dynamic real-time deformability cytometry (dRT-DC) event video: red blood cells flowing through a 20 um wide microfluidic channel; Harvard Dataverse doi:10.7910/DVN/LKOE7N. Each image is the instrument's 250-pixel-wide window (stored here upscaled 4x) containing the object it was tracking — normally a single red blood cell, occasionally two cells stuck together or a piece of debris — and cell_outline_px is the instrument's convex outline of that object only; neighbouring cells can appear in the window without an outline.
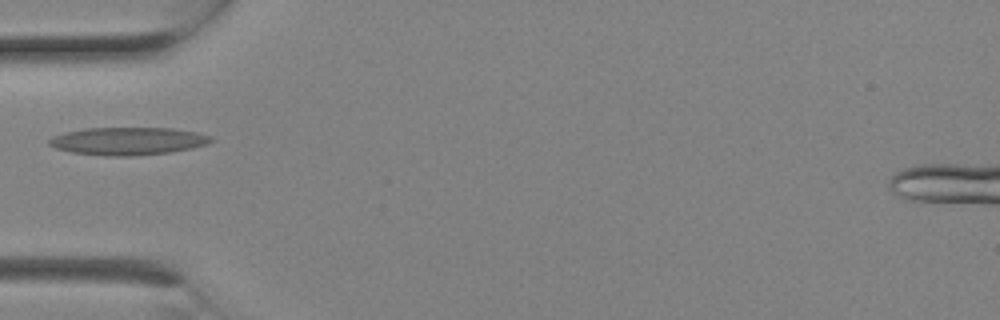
{"species": "Egyptian fruit bat (a non-hibernating species)", "species_latin": "Rousettus aegyptiacus", "temperature_condition": "room temperature", "stored_images_in_passage": 2, "camera_frame_rate_fps": 3000, "um_per_image_px": 0.085, "animal": {"sex": "female"}, "frame": {"image": 1, "passage_image": 2, "time_ms": 0.333, "image_size_px": [1000, 320], "cell_outline_px": [[216, 140], [208, 144], [192, 148], [172, 152], [132, 156], [104, 156], [72, 152], [56, 148], [48, 144], [48, 140], [52, 136], [64, 132], [84, 128], [172, 128], [196, 132], [212, 136]], "centroid_in_image_um": [10.9, 11.99], "position_along_channel_um": 74.1, "area_um2": 26.41}}